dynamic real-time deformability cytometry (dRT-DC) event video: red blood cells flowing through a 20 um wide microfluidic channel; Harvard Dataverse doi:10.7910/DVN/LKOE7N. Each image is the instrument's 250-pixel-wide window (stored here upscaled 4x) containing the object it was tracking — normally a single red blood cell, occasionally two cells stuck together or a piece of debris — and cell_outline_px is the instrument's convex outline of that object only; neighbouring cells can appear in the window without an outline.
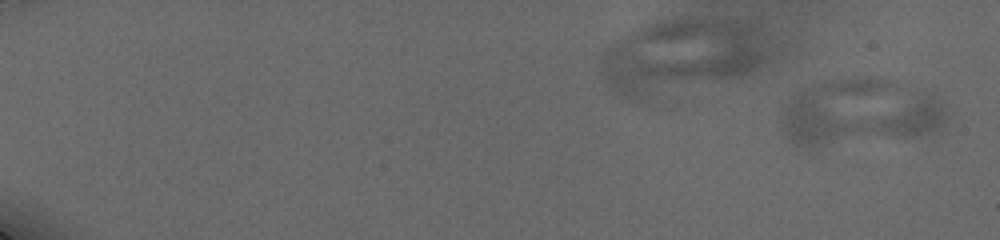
{"species": "human", "species_latin": "Homo sapiens", "temperature_condition": "cold", "stored_images_in_passage": 2, "segment_of_instrument_passage": [2, 2], "camera_frame_rate_fps": 3000, "um_per_image_px": 0.085, "donor": {"sex": "male"}, "frame": {"image": 1, "passage_image": 2, "time_ms": 1.0, "image_size_px": [1000, 240], "cell_outline_px": [[948, 120], [944, 128], [928, 132], [908, 136], [808, 152], [788, 140], [784, 132], [780, 120], [780, 112], [800, 92], [808, 88], [832, 80], [856, 76], [868, 76], [884, 80], [940, 100], [948, 112]], "centroid_in_image_um": [72.99, 9.66], "position_along_channel_um": 12.0, "area_um2": 64.5}}